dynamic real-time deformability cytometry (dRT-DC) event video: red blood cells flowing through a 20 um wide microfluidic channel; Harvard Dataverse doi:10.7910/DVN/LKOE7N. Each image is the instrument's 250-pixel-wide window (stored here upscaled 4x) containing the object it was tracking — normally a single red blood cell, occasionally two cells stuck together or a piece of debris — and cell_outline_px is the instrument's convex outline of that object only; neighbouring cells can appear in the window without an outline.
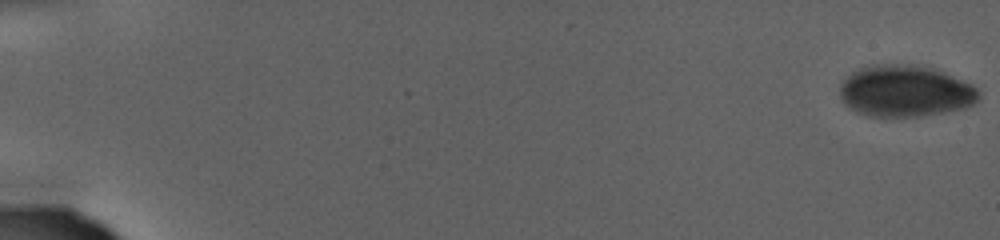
{"species": "human", "species_latin": "Homo sapiens", "temperature_condition": "warm", "stored_images_in_passage": 95, "camera_frame_rate_fps": 3000, "um_per_image_px": 0.085, "donor": {"sex": "female"}, "frame": {"image": 1, "passage_image": 1, "time_ms": 0.0, "image_size_px": [1000, 240], "cell_outline_px": [[980, 100], [964, 108], [944, 112], [920, 116], [868, 116], [856, 112], [848, 108], [844, 104], [840, 96], [840, 88], [844, 80], [848, 76], [856, 72], [872, 68], [920, 68], [936, 72], [948, 76], [968, 84], [976, 92]], "centroid_in_image_um": [76.89, 7.87], "position_along_channel_um": 8.1, "area_um2": 38.9}}
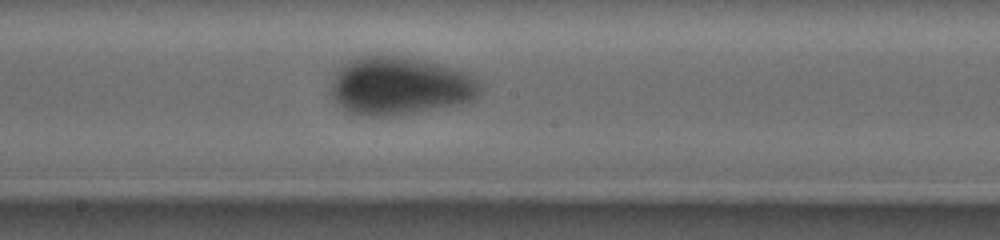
{"frame": {"image": 2, "passage_image": 55, "time_ms": 18.0, "image_size_px": [1000, 240], "cell_outline_px": [[480, 92], [472, 100], [460, 104], [388, 116], [368, 116], [352, 112], [344, 108], [336, 100], [332, 92], [332, 80], [336, 72], [348, 60], [360, 56], [396, 56], [460, 68], [476, 80], [480, 84]], "centroid_in_image_um": [34.0, 7.29], "position_along_channel_um": 214.2, "area_um2": 49.59}}
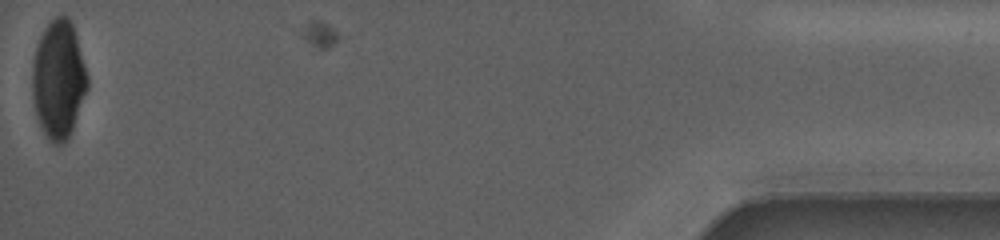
{"frame": {"image": 3, "passage_image": 95, "time_ms": 31.333, "image_size_px": [1000, 240], "cell_outline_px": [[88, 88], [68, 140], [64, 144], [52, 144], [48, 140], [36, 116], [32, 96], [32, 68], [36, 48], [40, 36], [44, 28], [56, 16], [68, 16], [72, 24], [76, 36], [88, 76]], "centroid_in_image_um": [4.97, 6.79], "position_along_channel_um": 430.2, "area_um2": 37.92}}